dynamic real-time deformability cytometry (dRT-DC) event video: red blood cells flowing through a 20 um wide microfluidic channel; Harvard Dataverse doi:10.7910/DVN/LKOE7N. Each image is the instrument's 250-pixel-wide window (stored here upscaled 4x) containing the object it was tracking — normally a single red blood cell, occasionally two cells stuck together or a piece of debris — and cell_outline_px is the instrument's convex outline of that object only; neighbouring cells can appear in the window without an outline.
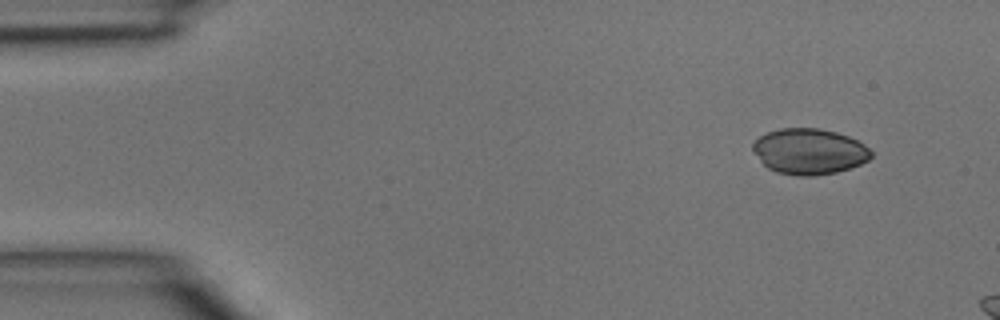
{"species": "common noctule bat (a hibernating species)", "species_latin": "Nyctalus noctula", "temperature_condition": "room temperature", "stored_images_in_passage": 3, "camera_frame_rate_fps": 3000, "um_per_image_px": 0.085, "animal": {"sex": "male", "body_mass_g": 15.6}, "frame": {"image": 1, "passage_image": 1, "time_ms": 0.0, "image_size_px": [1000, 320], "cell_outline_px": [[872, 156], [868, 160], [860, 164], [836, 172], [812, 176], [796, 176], [776, 172], [768, 168], [760, 160], [752, 148], [752, 144], [760, 136], [768, 132], [780, 128], [820, 128], [836, 132], [848, 136], [864, 144], [872, 152]], "centroid_in_image_um": [68.78, 12.87], "position_along_channel_um": 16.2, "area_um2": 31.44}}